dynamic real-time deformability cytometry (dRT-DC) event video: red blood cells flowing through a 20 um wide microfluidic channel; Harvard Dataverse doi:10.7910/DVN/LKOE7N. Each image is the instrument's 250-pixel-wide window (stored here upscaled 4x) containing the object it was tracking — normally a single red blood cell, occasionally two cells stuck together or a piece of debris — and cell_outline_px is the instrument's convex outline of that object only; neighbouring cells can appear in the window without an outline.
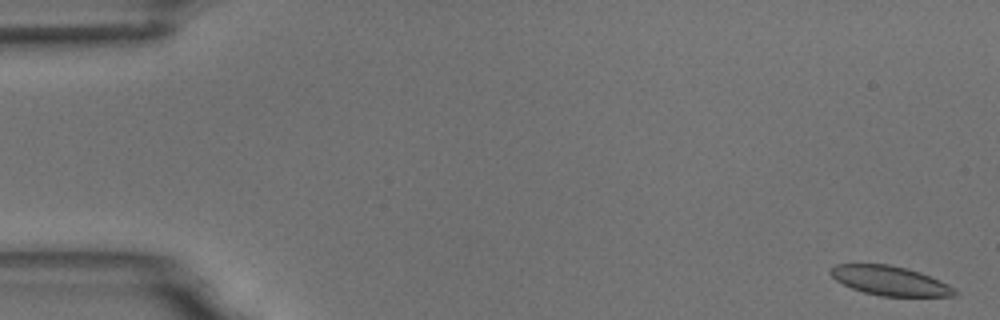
{"species": "common noctule bat (a hibernating species)", "species_latin": "Nyctalus noctula", "temperature_condition": "room temperature", "stored_images_in_passage": 6, "camera_frame_rate_fps": 3000, "um_per_image_px": 0.085, "animal": {"sex": "male", "body_mass_g": 18.8}, "frame": {"image": 1, "passage_image": 1, "time_ms": 0.0, "image_size_px": [1000, 320], "cell_outline_px": [[960, 292], [956, 296], [880, 296], [864, 292], [852, 288], [836, 280], [828, 272], [828, 268], [836, 264], [888, 264], [908, 268], [920, 272], [948, 284], [956, 288]], "centroid_in_image_um": [75.66, 23.86], "position_along_channel_um": 9.3, "area_um2": 21.39}}
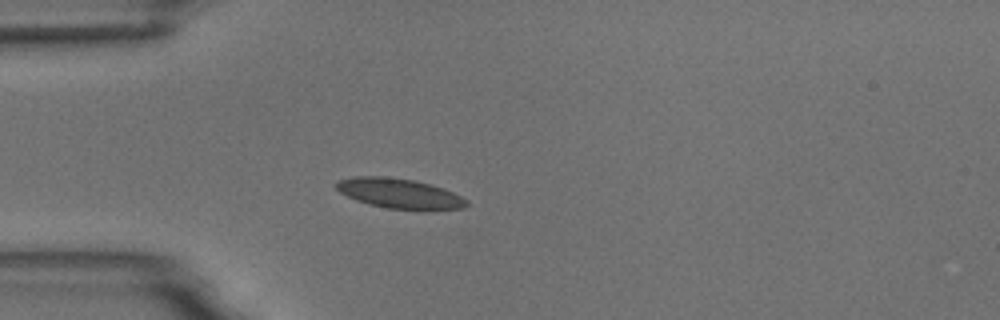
{"frame": {"image": 2, "passage_image": 5, "time_ms": 4.667, "image_size_px": [1000, 320], "cell_outline_px": [[468, 204], [464, 208], [432, 212], [388, 208], [368, 204], [356, 200], [340, 192], [332, 184], [336, 180], [352, 176], [388, 176], [412, 180], [444, 188], [468, 200]], "centroid_in_image_um": [33.96, 16.47], "position_along_channel_um": 51.0, "area_um2": 23.41}}